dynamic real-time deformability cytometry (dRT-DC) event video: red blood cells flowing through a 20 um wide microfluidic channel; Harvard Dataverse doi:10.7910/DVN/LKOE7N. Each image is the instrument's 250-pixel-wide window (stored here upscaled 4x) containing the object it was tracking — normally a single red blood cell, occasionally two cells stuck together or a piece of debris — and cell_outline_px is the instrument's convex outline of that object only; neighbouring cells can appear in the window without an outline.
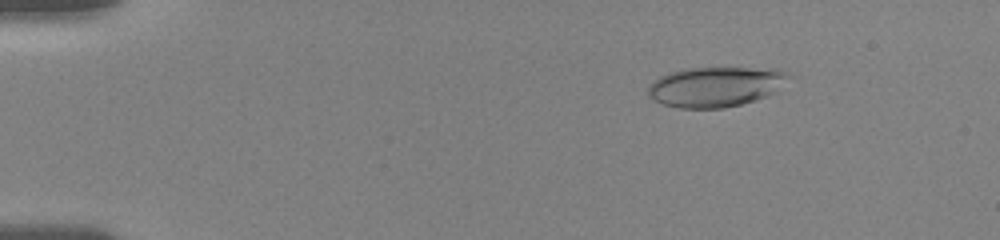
{"species": "human", "species_latin": "Homo sapiens", "temperature_condition": "room temperature", "stored_images_in_passage": 58, "camera_frame_rate_fps": 3000, "um_per_image_px": 0.085, "donor": {"sex": "female"}, "frame": {"image": 1, "passage_image": 8, "time_ms": 2.0, "image_size_px": [1000, 240], "cell_outline_px": [[792, 76], [776, 92], [768, 96], [740, 104], [724, 108], [680, 108], [664, 104], [656, 100], [648, 92], [648, 88], [660, 76], [668, 72], [688, 68], [780, 68], [788, 72]], "centroid_in_image_um": [60.91, 7.35], "position_along_channel_um": 24.1, "area_um2": 32.77}}
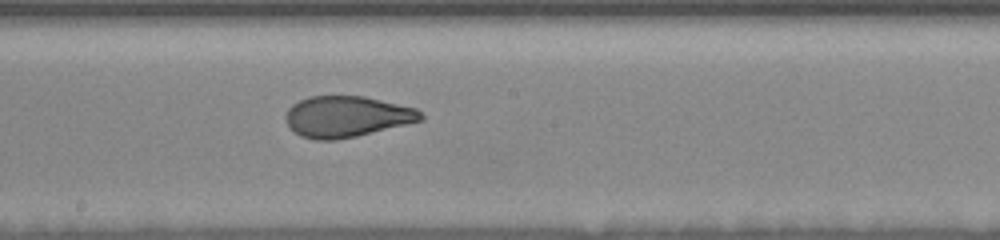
{"frame": {"image": 2, "passage_image": 33, "time_ms": 9.667, "image_size_px": [1000, 240], "cell_outline_px": [[424, 120], [356, 136], [336, 140], [316, 140], [300, 136], [288, 124], [284, 116], [288, 108], [292, 104], [308, 96], [364, 96], [416, 108], [424, 116]], "centroid_in_image_um": [29.46, 9.91], "position_along_channel_um": 218.7, "area_um2": 32.25}}
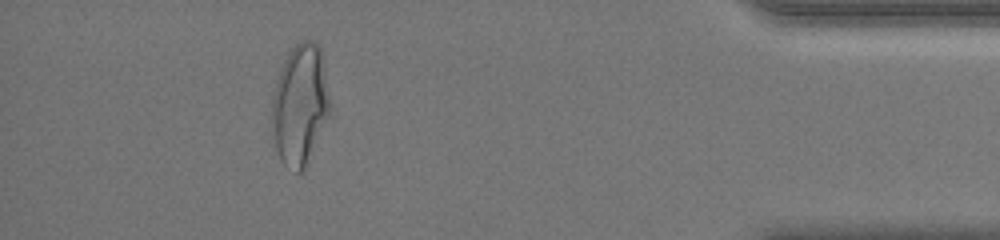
{"frame": {"image": 3, "passage_image": 52, "time_ms": 16.0, "image_size_px": [1000, 240], "cell_outline_px": [[332, 108], [304, 172], [296, 172], [284, 164], [280, 160], [276, 148], [272, 128], [272, 96], [276, 80], [280, 68], [288, 48], [300, 40], [312, 40], [320, 48], [324, 60]], "centroid_in_image_um": [25.51, 8.86], "position_along_channel_um": 409.7, "area_um2": 41.67}, "authors_computed_cell_mechanics": {"area_um2": 33.5529, "velocity_mm_per_s": 3.709, "shape_relaxation_time_tau1_ms": 6.9237, "shape_relaxation_time_tau2_ms": 1.1596, "deformation_change_tau1": 0.2173, "deformation_change_tau2": 0.0799}}